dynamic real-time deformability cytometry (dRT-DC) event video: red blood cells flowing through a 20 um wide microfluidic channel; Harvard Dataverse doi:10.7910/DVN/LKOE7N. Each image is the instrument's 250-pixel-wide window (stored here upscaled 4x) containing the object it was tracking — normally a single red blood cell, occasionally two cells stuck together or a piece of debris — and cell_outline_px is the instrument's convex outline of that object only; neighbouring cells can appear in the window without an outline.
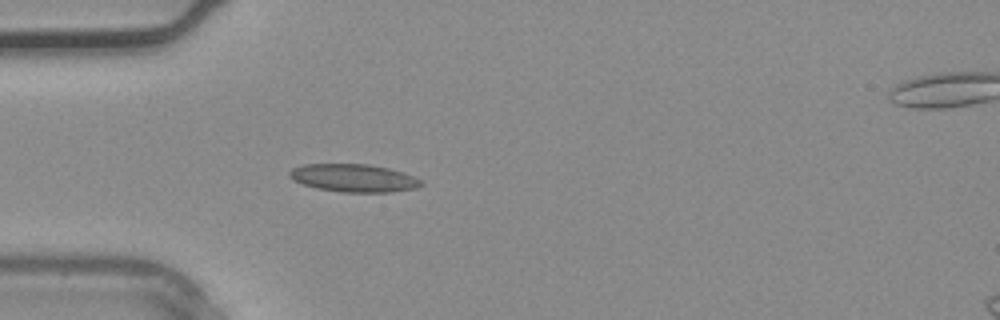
{"species": "common noctule bat (a hibernating species)", "species_latin": "Nyctalus noctula", "temperature_condition": "warm", "stored_images_in_passage": 3, "camera_frame_rate_fps": 3000, "um_per_image_px": 0.085, "animal": {"sex": "male", "body_mass_g": 20.4}, "frame": {"image": 1, "passage_image": 2, "time_ms": 0.333, "image_size_px": [1000, 320], "cell_outline_px": [[424, 184], [416, 188], [392, 192], [340, 192], [316, 188], [292, 180], [288, 176], [288, 172], [292, 168], [304, 164], [368, 164], [388, 168], [412, 176], [420, 180]], "centroid_in_image_um": [30.02, 15.13], "position_along_channel_um": 55.0, "area_um2": 21.33}}